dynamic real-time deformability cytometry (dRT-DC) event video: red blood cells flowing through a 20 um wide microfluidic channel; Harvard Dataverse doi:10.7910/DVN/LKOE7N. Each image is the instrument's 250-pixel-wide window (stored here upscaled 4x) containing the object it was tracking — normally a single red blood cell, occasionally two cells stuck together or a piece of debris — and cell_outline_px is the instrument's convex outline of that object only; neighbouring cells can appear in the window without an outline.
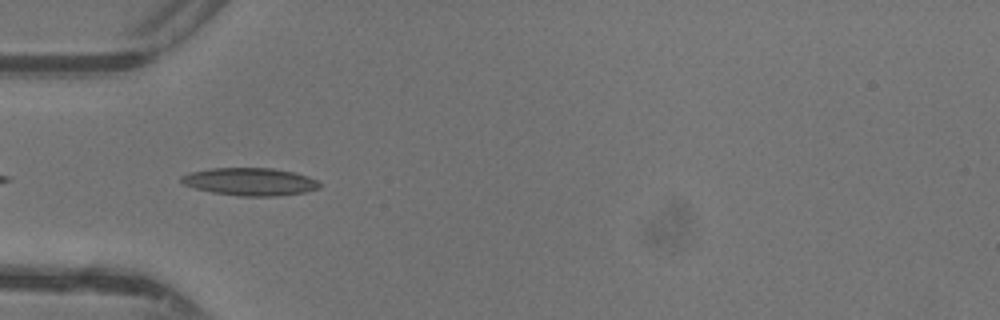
{"species": "common noctule bat (a hibernating species)", "species_latin": "Nyctalus noctula", "temperature_condition": "warm", "stored_images_in_passage": 33, "camera_frame_rate_fps": 3000, "um_per_image_px": 0.085, "animal": {"sex": "female"}, "frame": {"image": 1, "passage_image": 2, "time_ms": 0.333, "image_size_px": [1000, 320], "cell_outline_px": [[320, 188], [304, 192], [276, 196], [240, 196], [212, 192], [196, 188], [184, 184], [180, 180], [180, 176], [192, 172], [212, 168], [272, 168], [292, 172], [308, 176], [316, 180], [320, 184]], "centroid_in_image_um": [21.26, 15.44], "position_along_channel_um": 63.7, "area_um2": 22.08}}
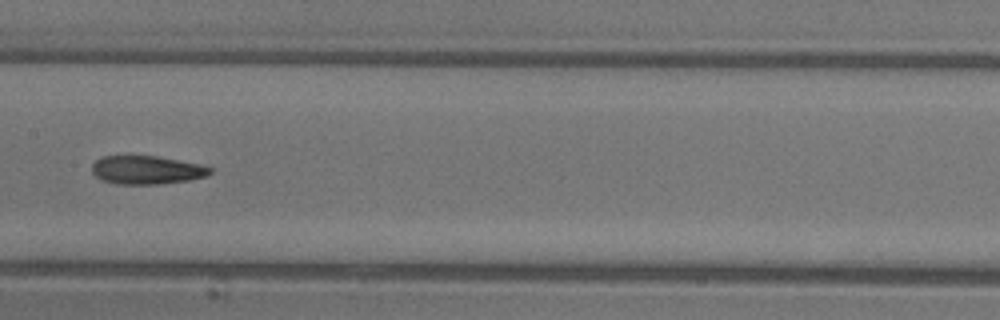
{"frame": {"image": 2, "passage_image": 11, "time_ms": 3.333, "image_size_px": [1000, 320], "cell_outline_px": [[212, 172], [208, 176], [188, 180], [156, 184], [116, 184], [100, 180], [92, 172], [92, 164], [96, 160], [104, 156], [156, 156], [200, 164], [212, 168]], "centroid_in_image_um": [12.46, 14.45], "position_along_channel_um": 194.9, "area_um2": 19.54}}
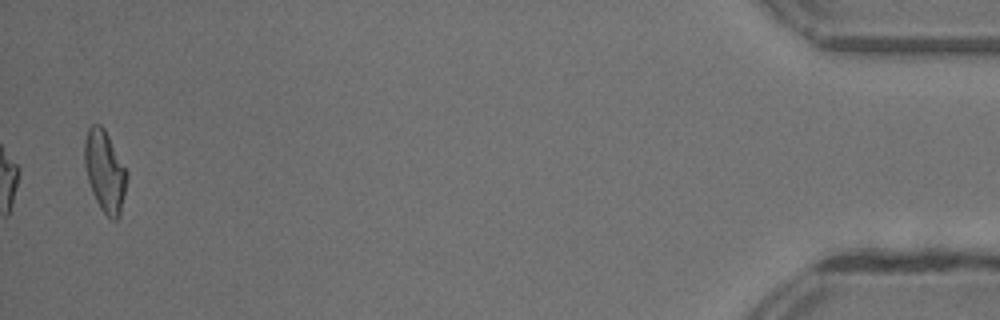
{"frame": {"image": 3, "passage_image": 33, "time_ms": 10.667, "image_size_px": [1000, 320], "cell_outline_px": [[128, 176], [120, 216], [116, 220], [112, 220], [100, 208], [92, 192], [88, 180], [84, 164], [84, 140], [88, 128], [92, 124], [100, 124], [104, 128], [128, 172]], "centroid_in_image_um": [8.91, 14.55], "position_along_channel_um": 426.3, "area_um2": 20.11}, "authors_computed_cell_mechanics": {"area_um2": 19.7676, "velocity_mm_per_s": 4.4038, "shape_relaxation_time_tau1_ms": null, "shape_relaxation_time_tau2_ms": 3.7862, "deformation_change_tau1": null, "deformation_change_tau2": 0.1419}}